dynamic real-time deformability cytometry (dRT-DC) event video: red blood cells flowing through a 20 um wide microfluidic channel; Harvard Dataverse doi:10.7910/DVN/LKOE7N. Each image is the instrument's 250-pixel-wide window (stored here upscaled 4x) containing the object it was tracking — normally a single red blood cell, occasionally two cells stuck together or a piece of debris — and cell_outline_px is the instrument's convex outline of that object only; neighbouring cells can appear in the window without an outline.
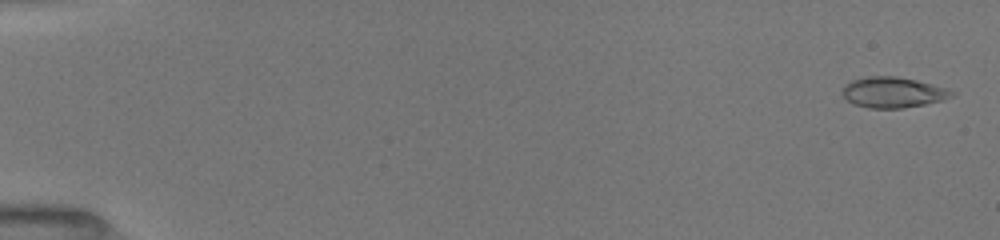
{"species": "common noctule bat (a hibernating species)", "species_latin": "Nyctalus noctula", "temperature_condition": "room temperature", "stored_images_in_passage": 71, "camera_frame_rate_fps": 3000, "um_per_image_px": 0.085, "animal": {"sex": "female", "body_mass_g": 19.5, "forearm_length_mm": 54.1}, "frame": {"image": 1, "passage_image": 2, "time_ms": 0.333, "image_size_px": [1000, 240], "cell_outline_px": [[956, 92], [952, 96], [944, 100], [904, 108], [868, 108], [852, 104], [840, 92], [844, 84], [852, 80], [868, 76], [896, 76], [916, 80], [948, 88]], "centroid_in_image_um": [75.89, 7.85], "position_along_channel_um": 9.1, "area_um2": 19.71}}
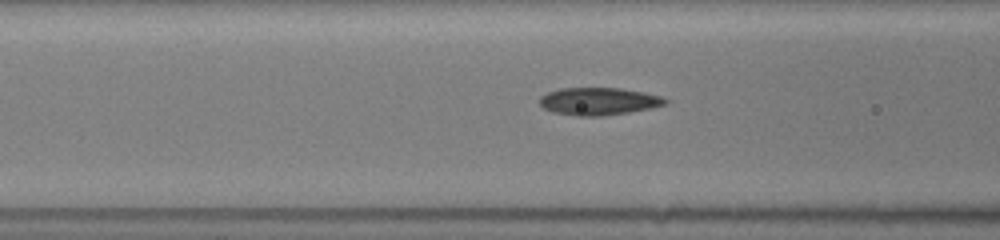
{"frame": {"image": 2, "passage_image": 32, "time_ms": 7.0, "image_size_px": [1000, 240], "cell_outline_px": [[668, 104], [628, 112], [604, 116], [576, 116], [552, 112], [544, 108], [540, 104], [540, 96], [548, 92], [560, 88], [620, 88], [644, 92], [660, 96], [668, 100]], "centroid_in_image_um": [50.87, 8.61], "position_along_channel_um": 115.7, "area_um2": 20.11}}
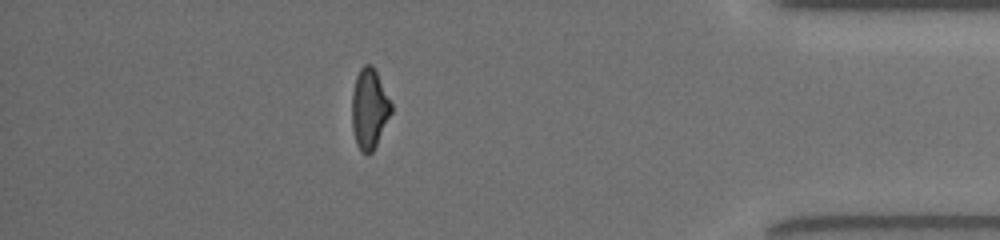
{"frame": {"image": 3, "passage_image": 63, "time_ms": 15.0, "image_size_px": [1000, 240], "cell_outline_px": [[392, 112], [372, 152], [364, 152], [356, 144], [352, 128], [352, 92], [356, 76], [360, 68], [364, 64], [372, 64], [392, 104]], "centroid_in_image_um": [31.38, 9.2], "position_along_channel_um": 403.8, "area_um2": 18.09}, "authors_computed_cell_mechanics": {"area_um2": 19.4208, "velocity_mm_per_s": 4.0541, "shape_relaxation_time_tau1_ms": 2.8405, "shape_relaxation_time_tau2_ms": 1.3882, "deformation_change_tau1": 0.1515, "deformation_change_tau2": 0.0837}}